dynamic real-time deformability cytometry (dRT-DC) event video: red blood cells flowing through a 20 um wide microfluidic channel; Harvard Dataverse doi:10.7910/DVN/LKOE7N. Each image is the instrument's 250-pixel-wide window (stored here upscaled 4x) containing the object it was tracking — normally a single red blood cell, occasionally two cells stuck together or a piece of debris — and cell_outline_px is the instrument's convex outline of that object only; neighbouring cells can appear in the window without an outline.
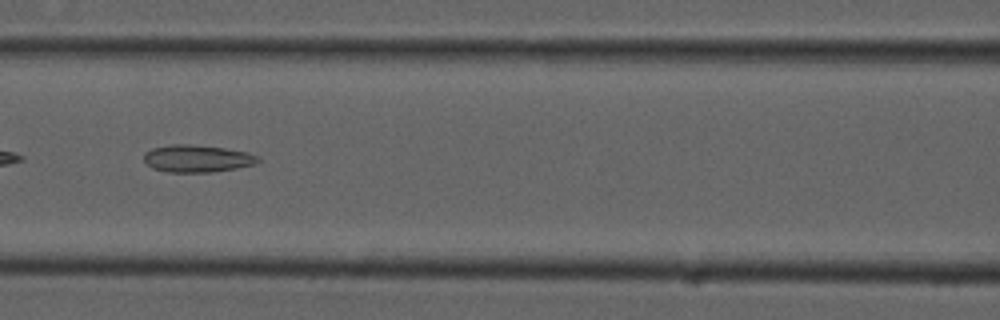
{"species": "common noctule bat (a hibernating species)", "species_latin": "Nyctalus noctula", "temperature_condition": "cold", "stored_images_in_passage": 34, "camera_frame_rate_fps": 3000, "um_per_image_px": 0.085, "animal": {"sex": "male", "forearm_length_mm": 52.5}, "frame": {"image": 1, "passage_image": 10, "time_ms": 3.0, "image_size_px": [1000, 320], "cell_outline_px": [[260, 160], [256, 164], [236, 168], [212, 172], [168, 172], [152, 168], [144, 160], [144, 152], [152, 148], [172, 144], [188, 144], [224, 148], [248, 152], [260, 156]], "centroid_in_image_um": [16.77, 13.47], "position_along_channel_um": 149.8, "area_um2": 18.21}}
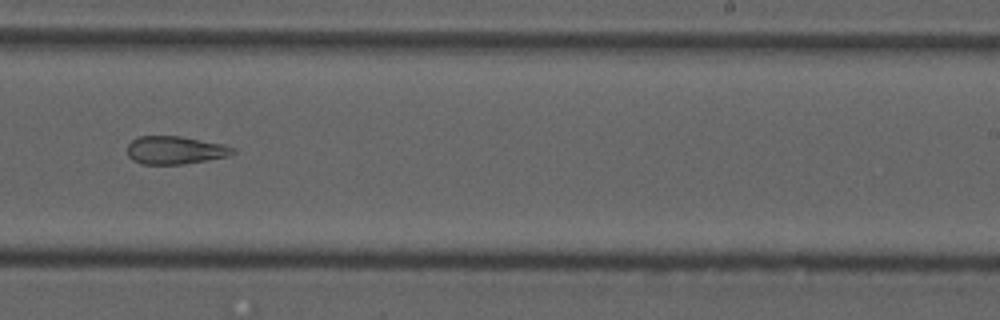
{"frame": {"image": 2, "passage_image": 20, "time_ms": 6.333, "image_size_px": [1000, 320], "cell_outline_px": [[236, 152], [228, 156], [208, 160], [184, 164], [140, 164], [132, 160], [128, 156], [128, 144], [132, 140], [140, 136], [180, 136], [224, 144], [236, 148]], "centroid_in_image_um": [14.91, 12.77], "position_along_channel_um": 274.1, "area_um2": 17.34}, "authors_computed_cell_mechanics": {"area_um2": 18.2648, "velocity_mm_per_s": 3.7375, "shape_relaxation_time_tau1_ms": null, "shape_relaxation_time_tau2_ms": 3.9754, "deformation_change_tau1": null, "deformation_change_tau2": 0.1284}}